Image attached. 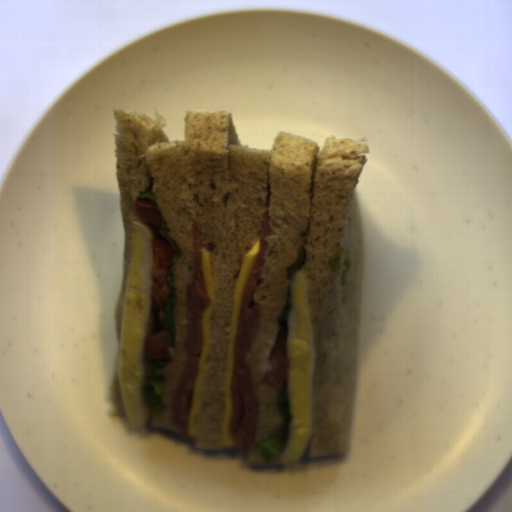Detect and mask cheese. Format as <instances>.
<instances>
[{
  "mask_svg": "<svg viewBox=\"0 0 512 512\" xmlns=\"http://www.w3.org/2000/svg\"><path fill=\"white\" fill-rule=\"evenodd\" d=\"M260 238L256 239L250 250L246 252L241 260L238 268L237 280L233 290L232 307L229 323L228 338L223 362L221 387L222 396L224 402L223 418L221 422V443L222 446L232 448L234 445L228 435V419L230 411V388L232 380V368H233V351H234V339L237 326L238 313L241 303L244 287L250 277V274L255 265L256 257L260 249Z\"/></svg>",
  "mask_w": 512,
  "mask_h": 512,
  "instance_id": "obj_1",
  "label": "cheese"
},
{
  "mask_svg": "<svg viewBox=\"0 0 512 512\" xmlns=\"http://www.w3.org/2000/svg\"><path fill=\"white\" fill-rule=\"evenodd\" d=\"M203 268L207 283L208 292L211 297V303L203 313L205 338L202 352L199 360L198 372L195 376L194 399L189 411L187 431L192 438L198 435V426L196 424V416L200 413L201 407V387L203 385L206 373L207 361L210 356L211 348V318L215 308L216 295L211 271L209 252L204 249L202 251Z\"/></svg>",
  "mask_w": 512,
  "mask_h": 512,
  "instance_id": "obj_2",
  "label": "cheese"
}]
</instances>
